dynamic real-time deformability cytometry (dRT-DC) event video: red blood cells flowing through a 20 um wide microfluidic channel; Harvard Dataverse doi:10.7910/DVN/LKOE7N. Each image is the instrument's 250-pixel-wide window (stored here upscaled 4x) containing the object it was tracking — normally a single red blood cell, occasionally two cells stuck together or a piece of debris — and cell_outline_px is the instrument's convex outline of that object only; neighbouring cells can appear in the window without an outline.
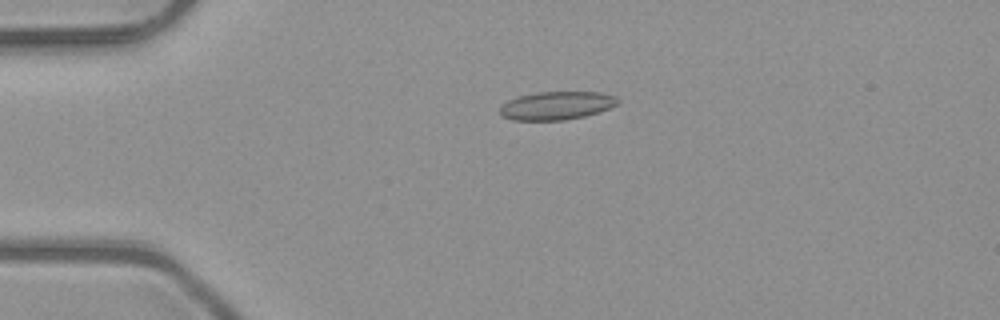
{"species": "common noctule bat (a hibernating species)", "species_latin": "Nyctalus noctula", "temperature_condition": "room temperature", "stored_images_in_passage": 3, "camera_frame_rate_fps": 3000, "um_per_image_px": 0.085, "animal": {"sex": "male", "body_mass_g": 23.1, "forearm_length_mm": 52.7}, "frame": {"image": 1, "passage_image": 2, "time_ms": 0.333, "image_size_px": [1000, 320], "cell_outline_px": [[620, 100], [616, 104], [608, 108], [584, 116], [564, 120], [512, 120], [500, 116], [500, 108], [508, 100], [520, 96], [536, 92], [600, 92], [616, 96]], "centroid_in_image_um": [47.29, 8.97], "position_along_channel_um": 37.7, "area_um2": 19.25}}